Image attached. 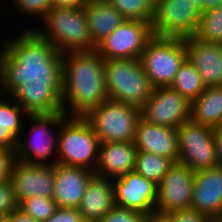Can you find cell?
I'll use <instances>...</instances> for the list:
<instances>
[{
    "instance_id": "74e56055",
    "label": "cell",
    "mask_w": 222,
    "mask_h": 222,
    "mask_svg": "<svg viewBox=\"0 0 222 222\" xmlns=\"http://www.w3.org/2000/svg\"><path fill=\"white\" fill-rule=\"evenodd\" d=\"M146 222H175L170 213L153 211L146 216Z\"/></svg>"
},
{
    "instance_id": "e575fe53",
    "label": "cell",
    "mask_w": 222,
    "mask_h": 222,
    "mask_svg": "<svg viewBox=\"0 0 222 222\" xmlns=\"http://www.w3.org/2000/svg\"><path fill=\"white\" fill-rule=\"evenodd\" d=\"M170 214L174 217L175 222H209L211 219L193 208L177 210Z\"/></svg>"
},
{
    "instance_id": "4dcf8cb0",
    "label": "cell",
    "mask_w": 222,
    "mask_h": 222,
    "mask_svg": "<svg viewBox=\"0 0 222 222\" xmlns=\"http://www.w3.org/2000/svg\"><path fill=\"white\" fill-rule=\"evenodd\" d=\"M146 214L114 206L98 222H146Z\"/></svg>"
},
{
    "instance_id": "d6a6232c",
    "label": "cell",
    "mask_w": 222,
    "mask_h": 222,
    "mask_svg": "<svg viewBox=\"0 0 222 222\" xmlns=\"http://www.w3.org/2000/svg\"><path fill=\"white\" fill-rule=\"evenodd\" d=\"M16 162V150L0 149V184L10 181Z\"/></svg>"
},
{
    "instance_id": "b9f144b4",
    "label": "cell",
    "mask_w": 222,
    "mask_h": 222,
    "mask_svg": "<svg viewBox=\"0 0 222 222\" xmlns=\"http://www.w3.org/2000/svg\"><path fill=\"white\" fill-rule=\"evenodd\" d=\"M200 8L201 13H203V0H192Z\"/></svg>"
},
{
    "instance_id": "30bf717a",
    "label": "cell",
    "mask_w": 222,
    "mask_h": 222,
    "mask_svg": "<svg viewBox=\"0 0 222 222\" xmlns=\"http://www.w3.org/2000/svg\"><path fill=\"white\" fill-rule=\"evenodd\" d=\"M201 17L192 0H159L153 8L152 35L187 38L195 34Z\"/></svg>"
},
{
    "instance_id": "e0dca14e",
    "label": "cell",
    "mask_w": 222,
    "mask_h": 222,
    "mask_svg": "<svg viewBox=\"0 0 222 222\" xmlns=\"http://www.w3.org/2000/svg\"><path fill=\"white\" fill-rule=\"evenodd\" d=\"M187 59L195 66L206 87L222 86V44L206 43L194 36L184 38Z\"/></svg>"
},
{
    "instance_id": "ac0fdd59",
    "label": "cell",
    "mask_w": 222,
    "mask_h": 222,
    "mask_svg": "<svg viewBox=\"0 0 222 222\" xmlns=\"http://www.w3.org/2000/svg\"><path fill=\"white\" fill-rule=\"evenodd\" d=\"M191 208L210 218L222 215V166L194 172Z\"/></svg>"
},
{
    "instance_id": "f35d334b",
    "label": "cell",
    "mask_w": 222,
    "mask_h": 222,
    "mask_svg": "<svg viewBox=\"0 0 222 222\" xmlns=\"http://www.w3.org/2000/svg\"><path fill=\"white\" fill-rule=\"evenodd\" d=\"M8 216L11 222H38L19 208L14 209Z\"/></svg>"
},
{
    "instance_id": "8fae6325",
    "label": "cell",
    "mask_w": 222,
    "mask_h": 222,
    "mask_svg": "<svg viewBox=\"0 0 222 222\" xmlns=\"http://www.w3.org/2000/svg\"><path fill=\"white\" fill-rule=\"evenodd\" d=\"M152 37L150 22L125 20L97 45L96 51L104 60L139 59Z\"/></svg>"
},
{
    "instance_id": "83f0119b",
    "label": "cell",
    "mask_w": 222,
    "mask_h": 222,
    "mask_svg": "<svg viewBox=\"0 0 222 222\" xmlns=\"http://www.w3.org/2000/svg\"><path fill=\"white\" fill-rule=\"evenodd\" d=\"M126 20L152 22L154 5L149 0H107Z\"/></svg>"
},
{
    "instance_id": "7bdbcfd3",
    "label": "cell",
    "mask_w": 222,
    "mask_h": 222,
    "mask_svg": "<svg viewBox=\"0 0 222 222\" xmlns=\"http://www.w3.org/2000/svg\"><path fill=\"white\" fill-rule=\"evenodd\" d=\"M209 222H222V215L217 217H212Z\"/></svg>"
},
{
    "instance_id": "8992f818",
    "label": "cell",
    "mask_w": 222,
    "mask_h": 222,
    "mask_svg": "<svg viewBox=\"0 0 222 222\" xmlns=\"http://www.w3.org/2000/svg\"><path fill=\"white\" fill-rule=\"evenodd\" d=\"M65 117L66 115L63 112L49 115H28L26 119L29 120L31 125L30 129H28L30 133L27 134L28 136L25 139L24 136H20L18 139L17 161L30 164L55 165L60 122Z\"/></svg>"
},
{
    "instance_id": "9a60e30c",
    "label": "cell",
    "mask_w": 222,
    "mask_h": 222,
    "mask_svg": "<svg viewBox=\"0 0 222 222\" xmlns=\"http://www.w3.org/2000/svg\"><path fill=\"white\" fill-rule=\"evenodd\" d=\"M10 181L18 203L37 195L53 198L54 165L17 161Z\"/></svg>"
},
{
    "instance_id": "836d02e7",
    "label": "cell",
    "mask_w": 222,
    "mask_h": 222,
    "mask_svg": "<svg viewBox=\"0 0 222 222\" xmlns=\"http://www.w3.org/2000/svg\"><path fill=\"white\" fill-rule=\"evenodd\" d=\"M44 222H86L78 208L57 207L54 214Z\"/></svg>"
},
{
    "instance_id": "60d3db41",
    "label": "cell",
    "mask_w": 222,
    "mask_h": 222,
    "mask_svg": "<svg viewBox=\"0 0 222 222\" xmlns=\"http://www.w3.org/2000/svg\"><path fill=\"white\" fill-rule=\"evenodd\" d=\"M222 5V0H203V13Z\"/></svg>"
},
{
    "instance_id": "9c48e42d",
    "label": "cell",
    "mask_w": 222,
    "mask_h": 222,
    "mask_svg": "<svg viewBox=\"0 0 222 222\" xmlns=\"http://www.w3.org/2000/svg\"><path fill=\"white\" fill-rule=\"evenodd\" d=\"M177 134L179 163L193 172L218 166L215 129L190 119L177 128Z\"/></svg>"
},
{
    "instance_id": "5b68a950",
    "label": "cell",
    "mask_w": 222,
    "mask_h": 222,
    "mask_svg": "<svg viewBox=\"0 0 222 222\" xmlns=\"http://www.w3.org/2000/svg\"><path fill=\"white\" fill-rule=\"evenodd\" d=\"M104 75L109 99L142 108L154 86L139 59L105 60Z\"/></svg>"
},
{
    "instance_id": "2e32d148",
    "label": "cell",
    "mask_w": 222,
    "mask_h": 222,
    "mask_svg": "<svg viewBox=\"0 0 222 222\" xmlns=\"http://www.w3.org/2000/svg\"><path fill=\"white\" fill-rule=\"evenodd\" d=\"M95 175L94 171L82 168L54 165L53 200L57 207L78 208L87 184Z\"/></svg>"
},
{
    "instance_id": "4fadbf2b",
    "label": "cell",
    "mask_w": 222,
    "mask_h": 222,
    "mask_svg": "<svg viewBox=\"0 0 222 222\" xmlns=\"http://www.w3.org/2000/svg\"><path fill=\"white\" fill-rule=\"evenodd\" d=\"M194 172L179 162L173 163L157 184L155 211L172 213L192 205Z\"/></svg>"
},
{
    "instance_id": "52a82bcc",
    "label": "cell",
    "mask_w": 222,
    "mask_h": 222,
    "mask_svg": "<svg viewBox=\"0 0 222 222\" xmlns=\"http://www.w3.org/2000/svg\"><path fill=\"white\" fill-rule=\"evenodd\" d=\"M84 118L92 126L100 143L130 142L135 140L140 108L107 99L91 109Z\"/></svg>"
},
{
    "instance_id": "7a4b0ae2",
    "label": "cell",
    "mask_w": 222,
    "mask_h": 222,
    "mask_svg": "<svg viewBox=\"0 0 222 222\" xmlns=\"http://www.w3.org/2000/svg\"><path fill=\"white\" fill-rule=\"evenodd\" d=\"M104 63L96 50L63 54L62 104L66 116L84 117L108 99Z\"/></svg>"
},
{
    "instance_id": "d6986e66",
    "label": "cell",
    "mask_w": 222,
    "mask_h": 222,
    "mask_svg": "<svg viewBox=\"0 0 222 222\" xmlns=\"http://www.w3.org/2000/svg\"><path fill=\"white\" fill-rule=\"evenodd\" d=\"M137 151L154 153L178 162V134L176 128L151 124L139 119L135 133Z\"/></svg>"
},
{
    "instance_id": "ffe728a7",
    "label": "cell",
    "mask_w": 222,
    "mask_h": 222,
    "mask_svg": "<svg viewBox=\"0 0 222 222\" xmlns=\"http://www.w3.org/2000/svg\"><path fill=\"white\" fill-rule=\"evenodd\" d=\"M134 141L100 143L95 175L115 179L135 170Z\"/></svg>"
},
{
    "instance_id": "4316f807",
    "label": "cell",
    "mask_w": 222,
    "mask_h": 222,
    "mask_svg": "<svg viewBox=\"0 0 222 222\" xmlns=\"http://www.w3.org/2000/svg\"><path fill=\"white\" fill-rule=\"evenodd\" d=\"M6 96L7 95L4 96V94L1 95L0 93V124L6 126L7 129L19 139L20 136L23 135L24 123L27 124L24 120H26L28 114L16 101L9 102V97Z\"/></svg>"
},
{
    "instance_id": "bcb514c9",
    "label": "cell",
    "mask_w": 222,
    "mask_h": 222,
    "mask_svg": "<svg viewBox=\"0 0 222 222\" xmlns=\"http://www.w3.org/2000/svg\"><path fill=\"white\" fill-rule=\"evenodd\" d=\"M85 3H88V2H92V1H100V0H83Z\"/></svg>"
},
{
    "instance_id": "f1b7e54d",
    "label": "cell",
    "mask_w": 222,
    "mask_h": 222,
    "mask_svg": "<svg viewBox=\"0 0 222 222\" xmlns=\"http://www.w3.org/2000/svg\"><path fill=\"white\" fill-rule=\"evenodd\" d=\"M18 208L32 216L36 221L44 222L54 214L57 205L52 198L37 195L20 201Z\"/></svg>"
},
{
    "instance_id": "44dd1931",
    "label": "cell",
    "mask_w": 222,
    "mask_h": 222,
    "mask_svg": "<svg viewBox=\"0 0 222 222\" xmlns=\"http://www.w3.org/2000/svg\"><path fill=\"white\" fill-rule=\"evenodd\" d=\"M115 206L113 181L94 175L78 207L86 222H98Z\"/></svg>"
},
{
    "instance_id": "6da1fadb",
    "label": "cell",
    "mask_w": 222,
    "mask_h": 222,
    "mask_svg": "<svg viewBox=\"0 0 222 222\" xmlns=\"http://www.w3.org/2000/svg\"><path fill=\"white\" fill-rule=\"evenodd\" d=\"M0 48V93L28 115L63 112V54L33 29H23Z\"/></svg>"
},
{
    "instance_id": "5bb4252c",
    "label": "cell",
    "mask_w": 222,
    "mask_h": 222,
    "mask_svg": "<svg viewBox=\"0 0 222 222\" xmlns=\"http://www.w3.org/2000/svg\"><path fill=\"white\" fill-rule=\"evenodd\" d=\"M115 206L135 210L148 215L155 211L157 184L135 170L112 179Z\"/></svg>"
},
{
    "instance_id": "cb8c5ba5",
    "label": "cell",
    "mask_w": 222,
    "mask_h": 222,
    "mask_svg": "<svg viewBox=\"0 0 222 222\" xmlns=\"http://www.w3.org/2000/svg\"><path fill=\"white\" fill-rule=\"evenodd\" d=\"M170 87L180 92L190 103L206 88L199 72L188 59L180 66Z\"/></svg>"
},
{
    "instance_id": "d4e9b609",
    "label": "cell",
    "mask_w": 222,
    "mask_h": 222,
    "mask_svg": "<svg viewBox=\"0 0 222 222\" xmlns=\"http://www.w3.org/2000/svg\"><path fill=\"white\" fill-rule=\"evenodd\" d=\"M173 163L170 158L162 157L154 153L137 151L135 171L146 179L158 184Z\"/></svg>"
},
{
    "instance_id": "7c38bea8",
    "label": "cell",
    "mask_w": 222,
    "mask_h": 222,
    "mask_svg": "<svg viewBox=\"0 0 222 222\" xmlns=\"http://www.w3.org/2000/svg\"><path fill=\"white\" fill-rule=\"evenodd\" d=\"M140 111L148 123L177 129L190 120L191 103L170 86L158 87Z\"/></svg>"
},
{
    "instance_id": "3957f363",
    "label": "cell",
    "mask_w": 222,
    "mask_h": 222,
    "mask_svg": "<svg viewBox=\"0 0 222 222\" xmlns=\"http://www.w3.org/2000/svg\"><path fill=\"white\" fill-rule=\"evenodd\" d=\"M41 22V28L39 25L38 28L24 29H33L42 39L52 43L61 54L96 50L83 8L53 7Z\"/></svg>"
},
{
    "instance_id": "ab89813d",
    "label": "cell",
    "mask_w": 222,
    "mask_h": 222,
    "mask_svg": "<svg viewBox=\"0 0 222 222\" xmlns=\"http://www.w3.org/2000/svg\"><path fill=\"white\" fill-rule=\"evenodd\" d=\"M214 139L216 144L218 166H222V126L215 129Z\"/></svg>"
},
{
    "instance_id": "f546056e",
    "label": "cell",
    "mask_w": 222,
    "mask_h": 222,
    "mask_svg": "<svg viewBox=\"0 0 222 222\" xmlns=\"http://www.w3.org/2000/svg\"><path fill=\"white\" fill-rule=\"evenodd\" d=\"M17 10L26 16H37L42 20L46 13L52 8L50 0H11ZM40 17V18H39Z\"/></svg>"
},
{
    "instance_id": "d590c367",
    "label": "cell",
    "mask_w": 222,
    "mask_h": 222,
    "mask_svg": "<svg viewBox=\"0 0 222 222\" xmlns=\"http://www.w3.org/2000/svg\"><path fill=\"white\" fill-rule=\"evenodd\" d=\"M18 139L7 129L6 126L0 124V149L16 150Z\"/></svg>"
},
{
    "instance_id": "ba28073f",
    "label": "cell",
    "mask_w": 222,
    "mask_h": 222,
    "mask_svg": "<svg viewBox=\"0 0 222 222\" xmlns=\"http://www.w3.org/2000/svg\"><path fill=\"white\" fill-rule=\"evenodd\" d=\"M187 59L183 38L153 36L140 55L145 74L154 88L170 86Z\"/></svg>"
},
{
    "instance_id": "8d00e7d4",
    "label": "cell",
    "mask_w": 222,
    "mask_h": 222,
    "mask_svg": "<svg viewBox=\"0 0 222 222\" xmlns=\"http://www.w3.org/2000/svg\"><path fill=\"white\" fill-rule=\"evenodd\" d=\"M51 6L56 8H83V0H50Z\"/></svg>"
},
{
    "instance_id": "f6af8a7d",
    "label": "cell",
    "mask_w": 222,
    "mask_h": 222,
    "mask_svg": "<svg viewBox=\"0 0 222 222\" xmlns=\"http://www.w3.org/2000/svg\"><path fill=\"white\" fill-rule=\"evenodd\" d=\"M153 5H155L159 0H149Z\"/></svg>"
},
{
    "instance_id": "484cf974",
    "label": "cell",
    "mask_w": 222,
    "mask_h": 222,
    "mask_svg": "<svg viewBox=\"0 0 222 222\" xmlns=\"http://www.w3.org/2000/svg\"><path fill=\"white\" fill-rule=\"evenodd\" d=\"M193 36L206 43L222 44V5L201 13Z\"/></svg>"
},
{
    "instance_id": "7402d4cb",
    "label": "cell",
    "mask_w": 222,
    "mask_h": 222,
    "mask_svg": "<svg viewBox=\"0 0 222 222\" xmlns=\"http://www.w3.org/2000/svg\"><path fill=\"white\" fill-rule=\"evenodd\" d=\"M83 9L96 46L126 20L107 0L88 2Z\"/></svg>"
},
{
    "instance_id": "ee69618b",
    "label": "cell",
    "mask_w": 222,
    "mask_h": 222,
    "mask_svg": "<svg viewBox=\"0 0 222 222\" xmlns=\"http://www.w3.org/2000/svg\"><path fill=\"white\" fill-rule=\"evenodd\" d=\"M0 222H11V220L9 216H3L0 217Z\"/></svg>"
},
{
    "instance_id": "1f68e13d",
    "label": "cell",
    "mask_w": 222,
    "mask_h": 222,
    "mask_svg": "<svg viewBox=\"0 0 222 222\" xmlns=\"http://www.w3.org/2000/svg\"><path fill=\"white\" fill-rule=\"evenodd\" d=\"M18 208L12 182L0 184V217L8 216L14 209Z\"/></svg>"
},
{
    "instance_id": "277c9868",
    "label": "cell",
    "mask_w": 222,
    "mask_h": 222,
    "mask_svg": "<svg viewBox=\"0 0 222 222\" xmlns=\"http://www.w3.org/2000/svg\"><path fill=\"white\" fill-rule=\"evenodd\" d=\"M99 139L82 116H66L60 122L56 163L95 171Z\"/></svg>"
},
{
    "instance_id": "603a6c76",
    "label": "cell",
    "mask_w": 222,
    "mask_h": 222,
    "mask_svg": "<svg viewBox=\"0 0 222 222\" xmlns=\"http://www.w3.org/2000/svg\"><path fill=\"white\" fill-rule=\"evenodd\" d=\"M190 119L213 129L222 126V86L205 88L191 103Z\"/></svg>"
}]
</instances>
